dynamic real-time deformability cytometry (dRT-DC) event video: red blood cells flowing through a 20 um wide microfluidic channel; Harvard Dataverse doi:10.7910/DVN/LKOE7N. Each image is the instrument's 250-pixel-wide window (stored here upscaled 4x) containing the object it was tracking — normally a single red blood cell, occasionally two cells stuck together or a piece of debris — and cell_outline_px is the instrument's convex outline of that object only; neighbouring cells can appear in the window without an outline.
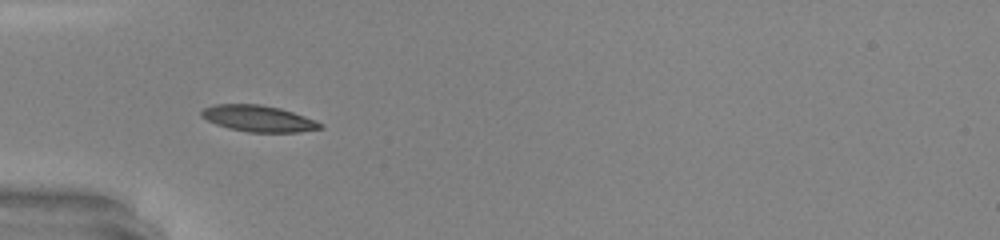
{"species": "common noctule bat (a hibernating species)", "species_latin": "Nyctalus noctula", "temperature_condition": "warm", "stored_images_in_passage": 33, "camera_frame_rate_fps": 3000, "um_per_image_px": 0.085, "animal": {"sex": "male", "body_mass_g": 20.0, "forearm_length_mm": 53.3}, "frame": {"image": 1, "passage_image": 1, "time_ms": 0.0, "image_size_px": [1000, 240], "cell_outline_px": [[324, 128], [300, 132], [248, 132], [228, 128], [216, 124], [200, 116], [200, 112], [204, 108], [216, 104], [260, 104], [280, 108], [316, 120], [324, 124]], "centroid_in_image_um": [21.99, 10.08], "position_along_channel_um": 63.0, "area_um2": 18.26}}
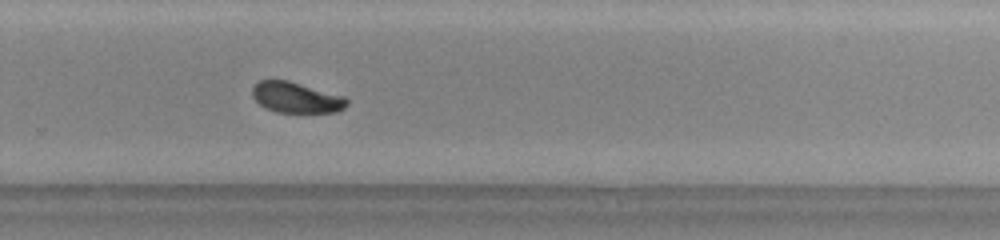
{"frame": {"image": 2, "passage_image": 18, "time_ms": 5.667, "image_size_px": [1000, 240], "cell_outline_px": [[348, 104], [344, 108], [336, 112], [276, 112], [264, 108], [252, 96], [252, 88], [260, 80], [288, 80], [344, 96], [348, 100]], "centroid_in_image_um": [25.17, 8.29], "position_along_channel_um": 304.6, "area_um2": 16.88}}
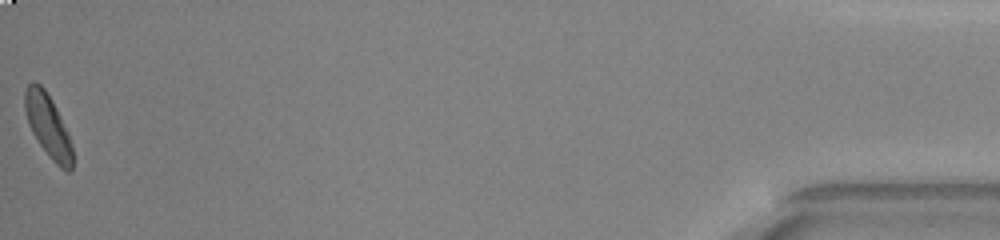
{"frame": {"image": 3, "passage_image": 33, "time_ms": 10.667, "image_size_px": [1000, 240], "cell_outline_px": [[72, 168], [68, 172], [60, 168], [52, 160], [40, 144], [32, 132], [28, 124], [24, 108], [24, 92], [28, 84], [32, 80], [40, 84], [44, 88], [52, 100], [68, 132], [72, 148]], "centroid_in_image_um": [4.06, 10.66], "position_along_channel_um": 431.1, "area_um2": 17.4}, "authors_computed_cell_mechanics": {"area_um2": 17.6868, "velocity_mm_per_s": 4.3365, "shape_relaxation_time_tau1_ms": 2.3542, "shape_relaxation_time_tau2_ms": 0.9156, "deformation_change_tau1": 0.1515, "deformation_change_tau2": 0.044}}